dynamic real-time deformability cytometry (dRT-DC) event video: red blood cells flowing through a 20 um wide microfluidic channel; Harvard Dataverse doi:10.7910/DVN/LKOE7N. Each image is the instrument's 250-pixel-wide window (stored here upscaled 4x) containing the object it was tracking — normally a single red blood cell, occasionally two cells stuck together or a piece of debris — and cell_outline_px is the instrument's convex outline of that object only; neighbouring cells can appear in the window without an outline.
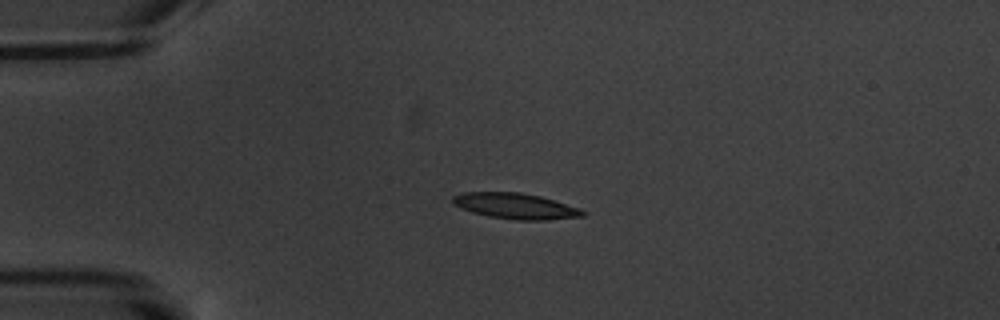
{"species": "common noctule bat (a hibernating species)", "species_latin": "Nyctalus noctula", "temperature_condition": "warm", "stored_images_in_passage": 3, "camera_frame_rate_fps": 3000, "um_per_image_px": 0.085, "animal": {"sex": "male", "body_mass_g": 20.1, "forearm_length_mm": 53.5}, "frame": {"image": 1, "passage_image": 1, "time_ms": 0.0, "image_size_px": [1000, 320], "cell_outline_px": [[588, 212], [584, 216], [548, 220], [516, 220], [488, 216], [472, 212], [452, 204], [452, 196], [460, 192], [520, 192], [540, 196], [580, 208]], "centroid_in_image_um": [43.82, 17.51], "position_along_channel_um": 41.2, "area_um2": 19.65}}